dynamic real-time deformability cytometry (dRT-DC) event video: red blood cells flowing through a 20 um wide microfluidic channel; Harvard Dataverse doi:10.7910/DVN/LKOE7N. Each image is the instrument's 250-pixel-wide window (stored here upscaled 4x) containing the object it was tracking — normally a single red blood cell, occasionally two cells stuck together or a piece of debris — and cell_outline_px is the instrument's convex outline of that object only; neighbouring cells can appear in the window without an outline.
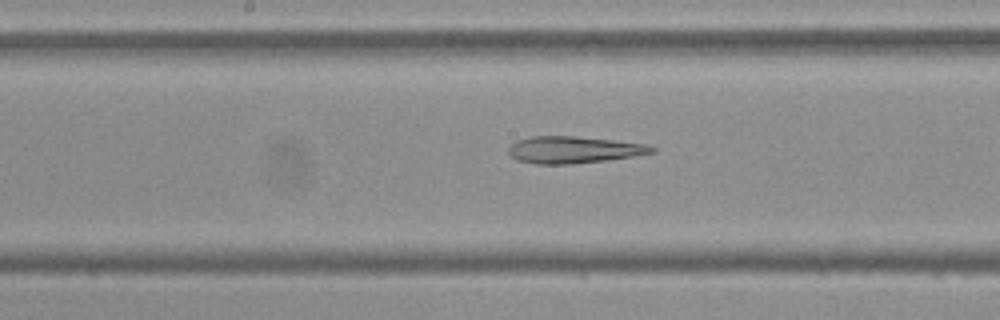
{"species": "Egyptian fruit bat (a non-hibernating species)", "species_latin": "Rousettus aegyptiacus", "temperature_condition": "cold", "stored_images_in_passage": 35, "camera_frame_rate_fps": 3000, "um_per_image_px": 0.085, "frame": {"image": 1, "passage_image": 20, "time_ms": 6.333, "image_size_px": [1000, 320], "cell_outline_px": [[656, 152], [632, 156], [604, 160], [572, 164], [536, 164], [516, 160], [508, 152], [508, 148], [516, 140], [532, 136], [576, 136], [648, 144], [656, 148]], "centroid_in_image_um": [48.75, 12.73], "position_along_channel_um": 199.5, "area_um2": 22.43}}
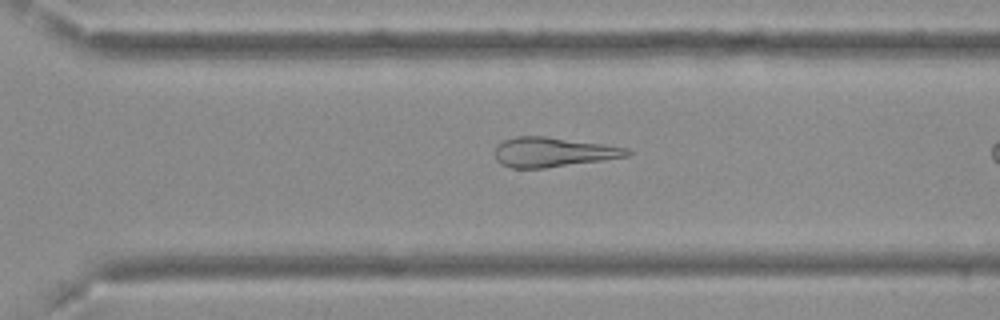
{"frame": {"image": 2, "passage_image": 30, "time_ms": 9.667, "image_size_px": [1000, 320], "cell_outline_px": [[632, 152], [628, 156], [604, 160], [544, 168], [512, 168], [500, 164], [496, 160], [496, 144], [504, 140], [516, 136], [544, 136], [604, 144], [628, 148]], "centroid_in_image_um": [47.0, 12.93], "position_along_channel_um": 323.6, "area_um2": 22.83}}